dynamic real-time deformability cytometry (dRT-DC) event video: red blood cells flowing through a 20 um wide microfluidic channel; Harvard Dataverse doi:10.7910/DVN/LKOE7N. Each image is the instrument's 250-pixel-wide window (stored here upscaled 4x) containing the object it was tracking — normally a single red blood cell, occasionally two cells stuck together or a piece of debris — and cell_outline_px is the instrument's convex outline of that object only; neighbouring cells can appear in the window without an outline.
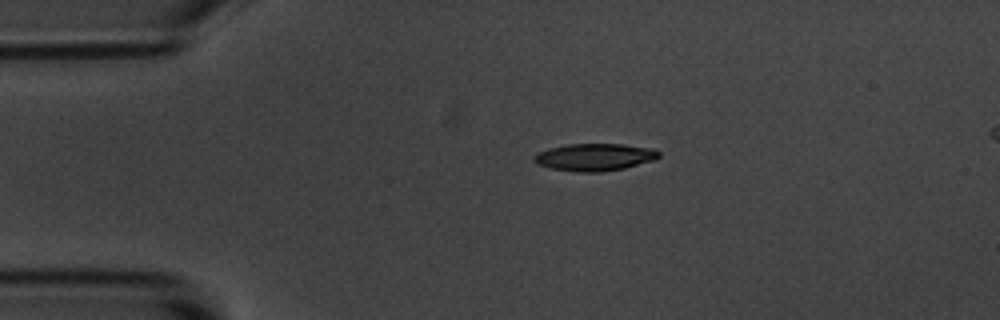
{"species": "common noctule bat (a hibernating species)", "species_latin": "Nyctalus noctula", "temperature_condition": "room temperature", "stored_images_in_passage": 2, "camera_frame_rate_fps": 3000, "um_per_image_px": 0.085, "animal": {"sex": "male", "body_mass_g": 20.1, "forearm_length_mm": 53.5}, "frame": {"image": 1, "passage_image": 1, "time_ms": 0.0, "image_size_px": [1000, 320], "cell_outline_px": [[660, 156], [656, 160], [624, 168], [600, 172], [576, 172], [552, 168], [536, 164], [532, 160], [532, 156], [536, 152], [548, 148], [568, 144], [624, 144], [652, 148], [660, 152]], "centroid_in_image_um": [50.52, 13.35], "position_along_channel_um": 34.5, "area_um2": 20.11}}